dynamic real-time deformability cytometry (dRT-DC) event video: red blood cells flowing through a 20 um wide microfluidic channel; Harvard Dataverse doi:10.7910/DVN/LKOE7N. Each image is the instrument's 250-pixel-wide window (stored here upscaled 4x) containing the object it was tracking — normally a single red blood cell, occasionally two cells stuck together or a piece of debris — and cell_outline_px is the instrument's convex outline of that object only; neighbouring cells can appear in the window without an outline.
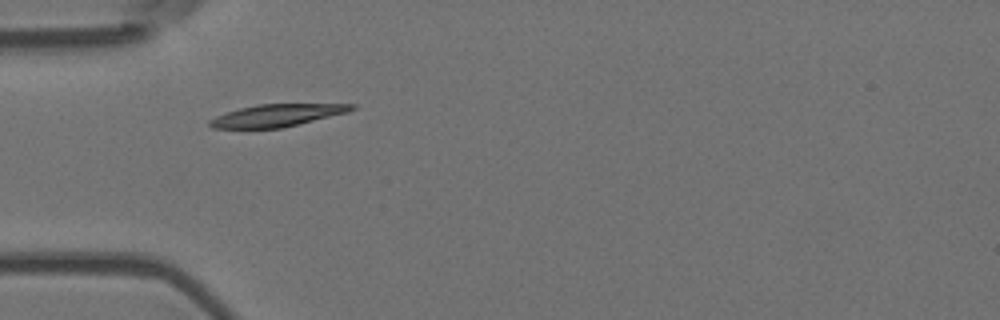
{"species": "Egyptian fruit bat (a non-hibernating species)", "species_latin": "Rousettus aegyptiacus", "temperature_condition": "room temperature", "stored_images_in_passage": 4, "camera_frame_rate_fps": 3000, "um_per_image_px": 0.085, "animal": {"sex": "female"}, "frame": {"image": 1, "passage_image": 1, "time_ms": 0.0, "image_size_px": [1000, 320], "cell_outline_px": [[356, 108], [348, 112], [280, 128], [212, 128], [208, 124], [208, 120], [216, 116], [240, 108], [260, 104], [356, 104]], "centroid_in_image_um": [23.53, 9.8], "position_along_channel_um": 61.5, "area_um2": 18.15}}
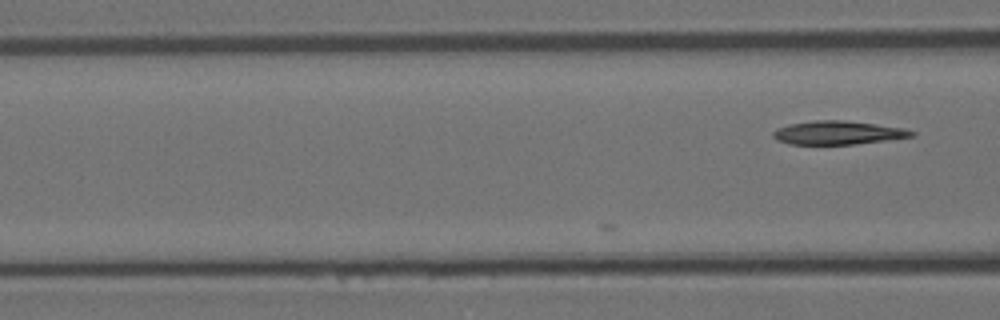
{"frame": {"image": 2, "passage_image": 4, "time_ms": 1.0, "image_size_px": [1000, 320], "cell_outline_px": [[916, 136], [856, 144], [788, 144], [776, 140], [772, 136], [772, 132], [776, 128], [788, 124], [812, 120], [844, 120], [876, 124], [904, 128], [916, 132]], "centroid_in_image_um": [71.2, 11.28], "position_along_channel_um": 95.4, "area_um2": 19.19}}